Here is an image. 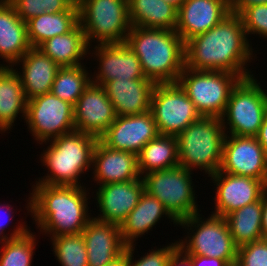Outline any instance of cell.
I'll use <instances>...</instances> for the list:
<instances>
[{"label":"cell","mask_w":267,"mask_h":266,"mask_svg":"<svg viewBox=\"0 0 267 266\" xmlns=\"http://www.w3.org/2000/svg\"><path fill=\"white\" fill-rule=\"evenodd\" d=\"M247 37L240 15L231 12L207 32L185 42V67L197 71H226L242 79L253 76L246 69L254 57Z\"/></svg>","instance_id":"6da1fadb"},{"label":"cell","mask_w":267,"mask_h":266,"mask_svg":"<svg viewBox=\"0 0 267 266\" xmlns=\"http://www.w3.org/2000/svg\"><path fill=\"white\" fill-rule=\"evenodd\" d=\"M35 184L26 208L40 232L51 237L82 233L91 219L86 188Z\"/></svg>","instance_id":"7a4b0ae2"},{"label":"cell","mask_w":267,"mask_h":266,"mask_svg":"<svg viewBox=\"0 0 267 266\" xmlns=\"http://www.w3.org/2000/svg\"><path fill=\"white\" fill-rule=\"evenodd\" d=\"M156 84L177 83L185 68V42L175 30L131 26L125 40Z\"/></svg>","instance_id":"3957f363"},{"label":"cell","mask_w":267,"mask_h":266,"mask_svg":"<svg viewBox=\"0 0 267 266\" xmlns=\"http://www.w3.org/2000/svg\"><path fill=\"white\" fill-rule=\"evenodd\" d=\"M98 138L74 130L63 134L51 142L41 154L43 166L50 171L36 183L45 185L81 186V174L92 166L94 147Z\"/></svg>","instance_id":"277c9868"},{"label":"cell","mask_w":267,"mask_h":266,"mask_svg":"<svg viewBox=\"0 0 267 266\" xmlns=\"http://www.w3.org/2000/svg\"><path fill=\"white\" fill-rule=\"evenodd\" d=\"M226 133L221 117L202 116L176 136L179 165L187 170L199 168L208 177L221 166Z\"/></svg>","instance_id":"5b68a950"},{"label":"cell","mask_w":267,"mask_h":266,"mask_svg":"<svg viewBox=\"0 0 267 266\" xmlns=\"http://www.w3.org/2000/svg\"><path fill=\"white\" fill-rule=\"evenodd\" d=\"M79 24L90 43H125L131 29L128 0H77ZM94 41H92V40Z\"/></svg>","instance_id":"8992f818"},{"label":"cell","mask_w":267,"mask_h":266,"mask_svg":"<svg viewBox=\"0 0 267 266\" xmlns=\"http://www.w3.org/2000/svg\"><path fill=\"white\" fill-rule=\"evenodd\" d=\"M200 215L194 214L178 222V225L191 232H187L188 236L184 240L178 241L179 247L187 255L214 257L225 260L228 264L236 262L238 247L233 241L226 219L211 214L204 220Z\"/></svg>","instance_id":"52a82bcc"},{"label":"cell","mask_w":267,"mask_h":266,"mask_svg":"<svg viewBox=\"0 0 267 266\" xmlns=\"http://www.w3.org/2000/svg\"><path fill=\"white\" fill-rule=\"evenodd\" d=\"M254 78L241 79L233 88L221 116L225 133L229 129L226 134L254 137L258 134L267 114V92Z\"/></svg>","instance_id":"ba28073f"},{"label":"cell","mask_w":267,"mask_h":266,"mask_svg":"<svg viewBox=\"0 0 267 266\" xmlns=\"http://www.w3.org/2000/svg\"><path fill=\"white\" fill-rule=\"evenodd\" d=\"M241 79L226 71H197L185 67L177 83L201 116L221 117L233 88Z\"/></svg>","instance_id":"9c48e42d"},{"label":"cell","mask_w":267,"mask_h":266,"mask_svg":"<svg viewBox=\"0 0 267 266\" xmlns=\"http://www.w3.org/2000/svg\"><path fill=\"white\" fill-rule=\"evenodd\" d=\"M191 170L183 166L150 172L141 178L144 191L162 202L169 213L180 220L200 213L195 200Z\"/></svg>","instance_id":"30bf717a"},{"label":"cell","mask_w":267,"mask_h":266,"mask_svg":"<svg viewBox=\"0 0 267 266\" xmlns=\"http://www.w3.org/2000/svg\"><path fill=\"white\" fill-rule=\"evenodd\" d=\"M150 111L159 134L177 136L202 116L178 83L156 84Z\"/></svg>","instance_id":"8fae6325"},{"label":"cell","mask_w":267,"mask_h":266,"mask_svg":"<svg viewBox=\"0 0 267 266\" xmlns=\"http://www.w3.org/2000/svg\"><path fill=\"white\" fill-rule=\"evenodd\" d=\"M25 121L39 144L75 130L73 105L52 92L27 101Z\"/></svg>","instance_id":"7c38bea8"},{"label":"cell","mask_w":267,"mask_h":266,"mask_svg":"<svg viewBox=\"0 0 267 266\" xmlns=\"http://www.w3.org/2000/svg\"><path fill=\"white\" fill-rule=\"evenodd\" d=\"M218 171L262 180L267 185V157L254 136H225Z\"/></svg>","instance_id":"4fadbf2b"},{"label":"cell","mask_w":267,"mask_h":266,"mask_svg":"<svg viewBox=\"0 0 267 266\" xmlns=\"http://www.w3.org/2000/svg\"><path fill=\"white\" fill-rule=\"evenodd\" d=\"M216 185L215 210L212 215L226 217L248 204L258 201L267 185L248 176H238L217 171L210 175Z\"/></svg>","instance_id":"5bb4252c"},{"label":"cell","mask_w":267,"mask_h":266,"mask_svg":"<svg viewBox=\"0 0 267 266\" xmlns=\"http://www.w3.org/2000/svg\"><path fill=\"white\" fill-rule=\"evenodd\" d=\"M158 134L153 114L148 111L117 116L99 139L109 148L138 154Z\"/></svg>","instance_id":"9a60e30c"},{"label":"cell","mask_w":267,"mask_h":266,"mask_svg":"<svg viewBox=\"0 0 267 266\" xmlns=\"http://www.w3.org/2000/svg\"><path fill=\"white\" fill-rule=\"evenodd\" d=\"M73 108L75 130L90 134L98 139L117 117L104 87L92 82L76 101Z\"/></svg>","instance_id":"2e32d148"},{"label":"cell","mask_w":267,"mask_h":266,"mask_svg":"<svg viewBox=\"0 0 267 266\" xmlns=\"http://www.w3.org/2000/svg\"><path fill=\"white\" fill-rule=\"evenodd\" d=\"M230 13L229 0H185L178 9L175 31L186 42L207 32Z\"/></svg>","instance_id":"e0dca14e"},{"label":"cell","mask_w":267,"mask_h":266,"mask_svg":"<svg viewBox=\"0 0 267 266\" xmlns=\"http://www.w3.org/2000/svg\"><path fill=\"white\" fill-rule=\"evenodd\" d=\"M94 49L100 70L92 75V83L103 86L115 79H147L140 60L126 43L98 44Z\"/></svg>","instance_id":"ac0fdd59"},{"label":"cell","mask_w":267,"mask_h":266,"mask_svg":"<svg viewBox=\"0 0 267 266\" xmlns=\"http://www.w3.org/2000/svg\"><path fill=\"white\" fill-rule=\"evenodd\" d=\"M144 192L143 179L99 185L96 191L100 213L96 219L120 225L138 204Z\"/></svg>","instance_id":"d6986e66"},{"label":"cell","mask_w":267,"mask_h":266,"mask_svg":"<svg viewBox=\"0 0 267 266\" xmlns=\"http://www.w3.org/2000/svg\"><path fill=\"white\" fill-rule=\"evenodd\" d=\"M93 179L98 185L122 183L141 178L137 154L107 147L98 139L92 157Z\"/></svg>","instance_id":"ffe728a7"},{"label":"cell","mask_w":267,"mask_h":266,"mask_svg":"<svg viewBox=\"0 0 267 266\" xmlns=\"http://www.w3.org/2000/svg\"><path fill=\"white\" fill-rule=\"evenodd\" d=\"M82 235L87 249L88 266H105L120 257L126 249L118 224L91 217Z\"/></svg>","instance_id":"44dd1931"},{"label":"cell","mask_w":267,"mask_h":266,"mask_svg":"<svg viewBox=\"0 0 267 266\" xmlns=\"http://www.w3.org/2000/svg\"><path fill=\"white\" fill-rule=\"evenodd\" d=\"M156 83L150 79H115L103 87L117 116L137 115L150 111Z\"/></svg>","instance_id":"7402d4cb"},{"label":"cell","mask_w":267,"mask_h":266,"mask_svg":"<svg viewBox=\"0 0 267 266\" xmlns=\"http://www.w3.org/2000/svg\"><path fill=\"white\" fill-rule=\"evenodd\" d=\"M20 63L22 72L17 70L16 73L20 77L27 101L51 92L55 76L61 68L55 61L37 47H31L14 65Z\"/></svg>","instance_id":"603a6c76"},{"label":"cell","mask_w":267,"mask_h":266,"mask_svg":"<svg viewBox=\"0 0 267 266\" xmlns=\"http://www.w3.org/2000/svg\"><path fill=\"white\" fill-rule=\"evenodd\" d=\"M31 47L26 22L7 0H0V57L9 63L6 67H14Z\"/></svg>","instance_id":"cb8c5ba5"},{"label":"cell","mask_w":267,"mask_h":266,"mask_svg":"<svg viewBox=\"0 0 267 266\" xmlns=\"http://www.w3.org/2000/svg\"><path fill=\"white\" fill-rule=\"evenodd\" d=\"M171 219L173 224L178 225V221L169 213L160 200L144 191L138 204L127 215L120 224V232L126 246L135 245V238H139L163 217Z\"/></svg>","instance_id":"d4e9b609"},{"label":"cell","mask_w":267,"mask_h":266,"mask_svg":"<svg viewBox=\"0 0 267 266\" xmlns=\"http://www.w3.org/2000/svg\"><path fill=\"white\" fill-rule=\"evenodd\" d=\"M37 48L55 61L60 67L82 65L81 60L87 54H91L89 52V48L91 47L86 40V35L80 24L68 33L45 40Z\"/></svg>","instance_id":"484cf974"},{"label":"cell","mask_w":267,"mask_h":266,"mask_svg":"<svg viewBox=\"0 0 267 266\" xmlns=\"http://www.w3.org/2000/svg\"><path fill=\"white\" fill-rule=\"evenodd\" d=\"M27 99L16 69L0 66V132L13 126L18 114L26 117Z\"/></svg>","instance_id":"4316f807"},{"label":"cell","mask_w":267,"mask_h":266,"mask_svg":"<svg viewBox=\"0 0 267 266\" xmlns=\"http://www.w3.org/2000/svg\"><path fill=\"white\" fill-rule=\"evenodd\" d=\"M132 26L175 30L178 10L164 0H128Z\"/></svg>","instance_id":"83f0119b"},{"label":"cell","mask_w":267,"mask_h":266,"mask_svg":"<svg viewBox=\"0 0 267 266\" xmlns=\"http://www.w3.org/2000/svg\"><path fill=\"white\" fill-rule=\"evenodd\" d=\"M141 177L154 171L173 168L179 165L176 136L158 134L137 154Z\"/></svg>","instance_id":"f1b7e54d"},{"label":"cell","mask_w":267,"mask_h":266,"mask_svg":"<svg viewBox=\"0 0 267 266\" xmlns=\"http://www.w3.org/2000/svg\"><path fill=\"white\" fill-rule=\"evenodd\" d=\"M26 24L30 45L38 47L49 38L72 31L79 24V11L43 13Z\"/></svg>","instance_id":"f546056e"},{"label":"cell","mask_w":267,"mask_h":266,"mask_svg":"<svg viewBox=\"0 0 267 266\" xmlns=\"http://www.w3.org/2000/svg\"><path fill=\"white\" fill-rule=\"evenodd\" d=\"M225 219L237 247L263 239L262 196L258 201L228 214Z\"/></svg>","instance_id":"4dcf8cb0"},{"label":"cell","mask_w":267,"mask_h":266,"mask_svg":"<svg viewBox=\"0 0 267 266\" xmlns=\"http://www.w3.org/2000/svg\"><path fill=\"white\" fill-rule=\"evenodd\" d=\"M85 68L83 65L61 67L55 76L51 92L61 100L74 106L82 93L91 84V75Z\"/></svg>","instance_id":"1f68e13d"},{"label":"cell","mask_w":267,"mask_h":266,"mask_svg":"<svg viewBox=\"0 0 267 266\" xmlns=\"http://www.w3.org/2000/svg\"><path fill=\"white\" fill-rule=\"evenodd\" d=\"M53 250L62 266H88L87 249L82 233L51 237Z\"/></svg>","instance_id":"d6a6232c"},{"label":"cell","mask_w":267,"mask_h":266,"mask_svg":"<svg viewBox=\"0 0 267 266\" xmlns=\"http://www.w3.org/2000/svg\"><path fill=\"white\" fill-rule=\"evenodd\" d=\"M36 236L29 230L25 235L1 244L0 266H31Z\"/></svg>","instance_id":"836d02e7"},{"label":"cell","mask_w":267,"mask_h":266,"mask_svg":"<svg viewBox=\"0 0 267 266\" xmlns=\"http://www.w3.org/2000/svg\"><path fill=\"white\" fill-rule=\"evenodd\" d=\"M22 21L43 13H59L63 11H79L77 0H7Z\"/></svg>","instance_id":"e575fe53"},{"label":"cell","mask_w":267,"mask_h":266,"mask_svg":"<svg viewBox=\"0 0 267 266\" xmlns=\"http://www.w3.org/2000/svg\"><path fill=\"white\" fill-rule=\"evenodd\" d=\"M247 35L258 34L267 38V4H254L239 13Z\"/></svg>","instance_id":"d590c367"},{"label":"cell","mask_w":267,"mask_h":266,"mask_svg":"<svg viewBox=\"0 0 267 266\" xmlns=\"http://www.w3.org/2000/svg\"><path fill=\"white\" fill-rule=\"evenodd\" d=\"M169 244L163 248L153 250L139 260L133 261L134 245L126 246L127 266H167L172 253L179 247V242ZM134 262V263H133Z\"/></svg>","instance_id":"8d00e7d4"},{"label":"cell","mask_w":267,"mask_h":266,"mask_svg":"<svg viewBox=\"0 0 267 266\" xmlns=\"http://www.w3.org/2000/svg\"><path fill=\"white\" fill-rule=\"evenodd\" d=\"M237 262L241 266H267V239L238 247Z\"/></svg>","instance_id":"74e56055"},{"label":"cell","mask_w":267,"mask_h":266,"mask_svg":"<svg viewBox=\"0 0 267 266\" xmlns=\"http://www.w3.org/2000/svg\"><path fill=\"white\" fill-rule=\"evenodd\" d=\"M5 208H7V212H5L6 216H7L6 218H8L9 220L7 219V221H5V220L0 218V243H2V244L9 239L21 237V236L25 235L30 230L27 228V225L19 224L16 226L15 230L10 235H8V234L5 235L3 233V231L5 230V226H7L8 223L12 221L11 220V218H12V215H11L12 206L9 204H6V206L0 205V211L4 210ZM3 221H5L7 224L4 223Z\"/></svg>","instance_id":"f35d334b"},{"label":"cell","mask_w":267,"mask_h":266,"mask_svg":"<svg viewBox=\"0 0 267 266\" xmlns=\"http://www.w3.org/2000/svg\"><path fill=\"white\" fill-rule=\"evenodd\" d=\"M191 258L192 266H228L229 264L222 259L205 257L200 255H188Z\"/></svg>","instance_id":"ab89813d"},{"label":"cell","mask_w":267,"mask_h":266,"mask_svg":"<svg viewBox=\"0 0 267 266\" xmlns=\"http://www.w3.org/2000/svg\"><path fill=\"white\" fill-rule=\"evenodd\" d=\"M167 266H192L191 258L178 247L170 256Z\"/></svg>","instance_id":"60d3db41"},{"label":"cell","mask_w":267,"mask_h":266,"mask_svg":"<svg viewBox=\"0 0 267 266\" xmlns=\"http://www.w3.org/2000/svg\"><path fill=\"white\" fill-rule=\"evenodd\" d=\"M232 13L239 14L245 7L254 4H267V0H229Z\"/></svg>","instance_id":"b9f144b4"},{"label":"cell","mask_w":267,"mask_h":266,"mask_svg":"<svg viewBox=\"0 0 267 266\" xmlns=\"http://www.w3.org/2000/svg\"><path fill=\"white\" fill-rule=\"evenodd\" d=\"M255 137L257 138L258 142L263 147L264 152L267 157V114L265 115L263 123L259 129V132Z\"/></svg>","instance_id":"7bdbcfd3"},{"label":"cell","mask_w":267,"mask_h":266,"mask_svg":"<svg viewBox=\"0 0 267 266\" xmlns=\"http://www.w3.org/2000/svg\"><path fill=\"white\" fill-rule=\"evenodd\" d=\"M262 236L267 239V189L262 193Z\"/></svg>","instance_id":"ee69618b"},{"label":"cell","mask_w":267,"mask_h":266,"mask_svg":"<svg viewBox=\"0 0 267 266\" xmlns=\"http://www.w3.org/2000/svg\"><path fill=\"white\" fill-rule=\"evenodd\" d=\"M105 266H127V256L125 255V251L120 257Z\"/></svg>","instance_id":"f6af8a7d"},{"label":"cell","mask_w":267,"mask_h":266,"mask_svg":"<svg viewBox=\"0 0 267 266\" xmlns=\"http://www.w3.org/2000/svg\"><path fill=\"white\" fill-rule=\"evenodd\" d=\"M164 1L167 2L168 4H171L178 10L185 0H164Z\"/></svg>","instance_id":"bcb514c9"},{"label":"cell","mask_w":267,"mask_h":266,"mask_svg":"<svg viewBox=\"0 0 267 266\" xmlns=\"http://www.w3.org/2000/svg\"><path fill=\"white\" fill-rule=\"evenodd\" d=\"M228 266H241L240 264H239V262H233V263H230Z\"/></svg>","instance_id":"7dc6e473"}]
</instances>
